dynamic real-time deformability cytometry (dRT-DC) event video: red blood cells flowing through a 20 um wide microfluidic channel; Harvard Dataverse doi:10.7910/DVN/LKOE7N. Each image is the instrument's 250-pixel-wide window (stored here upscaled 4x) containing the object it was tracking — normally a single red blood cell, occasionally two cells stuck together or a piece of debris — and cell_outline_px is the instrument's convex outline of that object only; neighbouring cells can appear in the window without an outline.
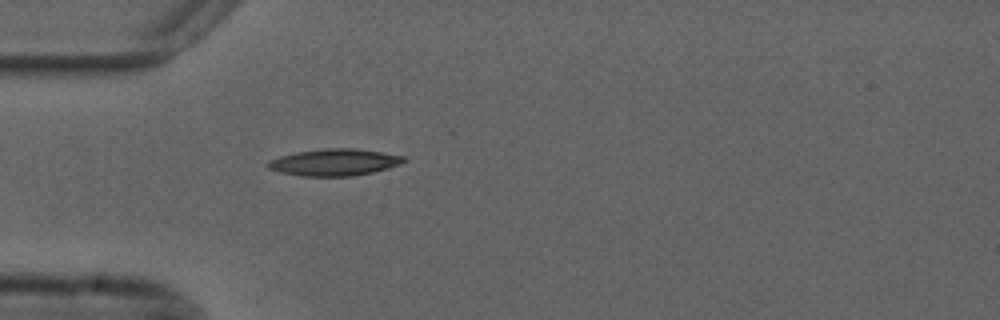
{"species": "common noctule bat (a hibernating species)", "species_latin": "Nyctalus noctula", "temperature_condition": "cold", "stored_images_in_passage": 28, "camera_frame_rate_fps": 3000, "um_per_image_px": 0.085, "animal": {"sex": "male", "forearm_length_mm": 52.5}, "frame": {"image": 1, "passage_image": 1, "time_ms": 0.0, "image_size_px": [1000, 320], "cell_outline_px": [[408, 160], [400, 164], [388, 168], [372, 172], [352, 176], [300, 176], [280, 172], [268, 168], [264, 164], [268, 160], [280, 156], [296, 152], [328, 148], [356, 148], [404, 156]], "centroid_in_image_um": [28.4, 13.79], "position_along_channel_um": 56.6, "area_um2": 21.27}}
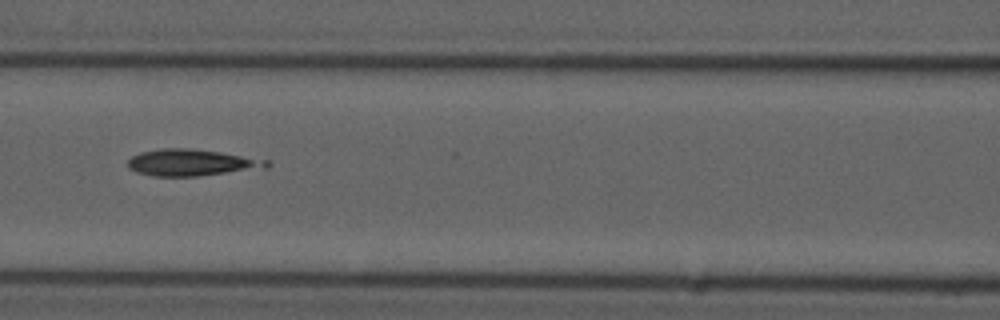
{"frame": {"image": 2, "passage_image": 9, "time_ms": 2.667, "image_size_px": [1000, 320], "cell_outline_px": [[272, 164], [268, 168], [196, 176], [152, 176], [136, 172], [128, 168], [128, 160], [132, 156], [140, 152], [160, 148], [188, 148], [220, 152], [272, 160]], "centroid_in_image_um": [16.33, 13.82], "position_along_channel_um": 150.3, "area_um2": 21.79}}
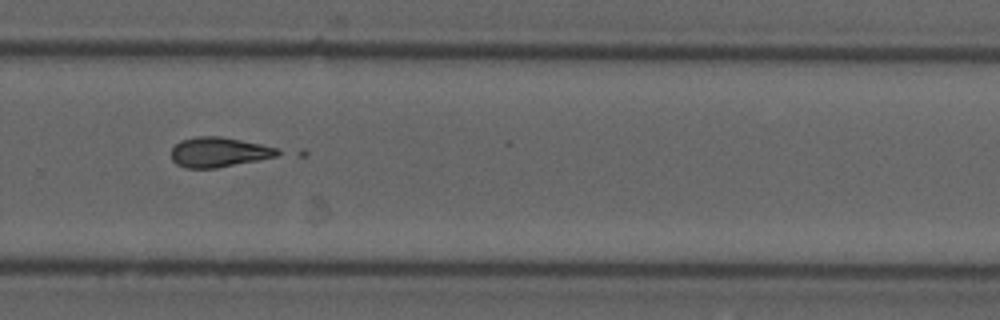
{"frame": {"image": 3, "passage_image": 22, "time_ms": 7.0, "image_size_px": [1000, 320], "cell_outline_px": [[308, 156], [216, 168], [184, 168], [176, 164], [172, 160], [172, 148], [180, 140], [196, 136], [220, 136], [304, 148], [308, 152]], "centroid_in_image_um": [19.47, 12.94], "position_along_channel_um": 310.3, "area_um2": 22.43}}